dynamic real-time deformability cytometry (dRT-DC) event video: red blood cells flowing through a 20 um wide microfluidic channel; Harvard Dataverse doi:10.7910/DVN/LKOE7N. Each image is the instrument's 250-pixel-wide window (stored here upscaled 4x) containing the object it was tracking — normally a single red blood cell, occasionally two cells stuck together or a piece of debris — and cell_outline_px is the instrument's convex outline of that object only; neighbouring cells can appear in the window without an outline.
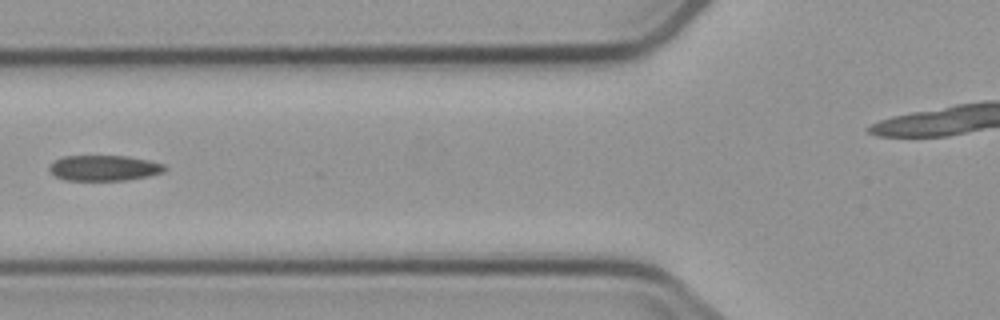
{"species": "common noctule bat (a hibernating species)", "species_latin": "Nyctalus noctula", "temperature_condition": "cold", "stored_images_in_passage": 4, "camera_frame_rate_fps": 3000, "um_per_image_px": 0.085, "animal": {"sex": "male", "body_mass_g": 23.1, "forearm_length_mm": 52.7}, "frame": {"image": 1, "passage_image": 4, "time_ms": 3.333, "image_size_px": [1000, 320], "cell_outline_px": [[168, 168], [164, 172], [148, 176], [128, 180], [64, 180], [56, 176], [48, 168], [56, 160], [64, 156], [128, 156], [148, 160], [164, 164]], "centroid_in_image_um": [8.9, 14.28], "position_along_channel_um": 116.9, "area_um2": 17.11}}